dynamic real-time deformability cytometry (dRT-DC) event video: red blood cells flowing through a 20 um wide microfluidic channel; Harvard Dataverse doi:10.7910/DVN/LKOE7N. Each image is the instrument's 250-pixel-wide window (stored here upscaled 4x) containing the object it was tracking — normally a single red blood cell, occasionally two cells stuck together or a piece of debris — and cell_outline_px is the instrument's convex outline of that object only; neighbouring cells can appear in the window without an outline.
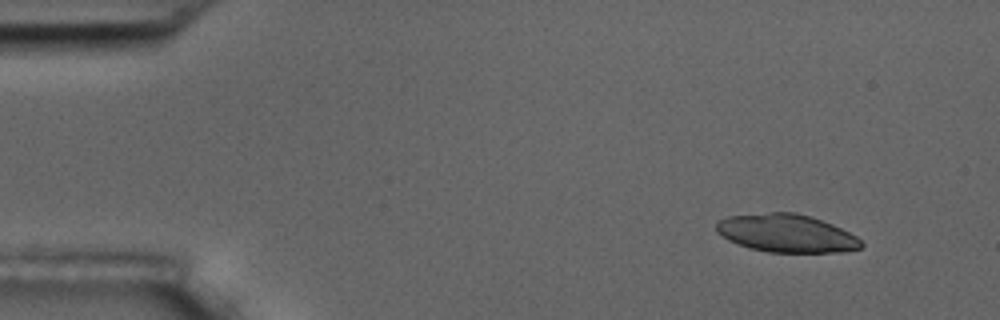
{"species": "common noctule bat (a hibernating species)", "species_latin": "Nyctalus noctula", "temperature_condition": "room temperature", "stored_images_in_passage": 5, "segment_of_instrument_passage": [1, 2], "camera_frame_rate_fps": 3000, "um_per_image_px": 0.085, "animal": {"sex": "male", "body_mass_g": 17.5, "forearm_length_mm": 52.3}, "frame": {"image": 1, "passage_image": 1, "time_ms": 0.0, "image_size_px": [1000, 320], "cell_outline_px": [[864, 244], [860, 248], [844, 252], [768, 252], [748, 248], [728, 240], [716, 232], [716, 224], [720, 220], [728, 216], [768, 212], [796, 212], [832, 224], [856, 236]], "centroid_in_image_um": [66.83, 19.83], "position_along_channel_um": 18.2, "area_um2": 32.02}}